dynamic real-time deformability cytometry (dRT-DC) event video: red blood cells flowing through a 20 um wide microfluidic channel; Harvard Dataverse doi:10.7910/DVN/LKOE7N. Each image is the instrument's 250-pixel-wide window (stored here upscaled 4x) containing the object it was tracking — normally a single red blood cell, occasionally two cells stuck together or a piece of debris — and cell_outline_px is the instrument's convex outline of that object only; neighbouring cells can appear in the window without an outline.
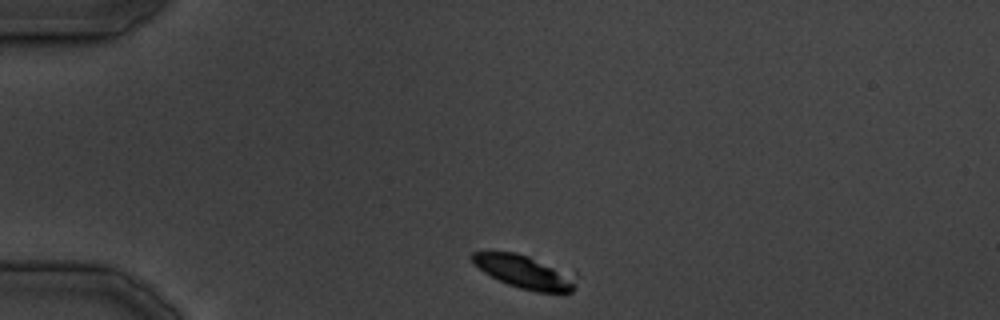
{"species": "common noctule bat (a hibernating species)", "species_latin": "Nyctalus noctula", "temperature_condition": "cold", "stored_images_in_passage": 30, "camera_frame_rate_fps": 3000, "um_per_image_px": 0.085, "animal": {"sex": "male", "body_mass_g": 19.5, "forearm_length_mm": 54.6}, "frame": {"image": 1, "passage_image": 1, "time_ms": 0.0, "image_size_px": [1000, 320], "cell_outline_px": [[580, 272], [576, 288], [572, 292], [564, 296], [536, 292], [520, 288], [508, 284], [484, 272], [472, 260], [472, 252], [516, 252]], "centroid_in_image_um": [44.86, 23.15], "position_along_channel_um": 40.1, "area_um2": 21.27}}
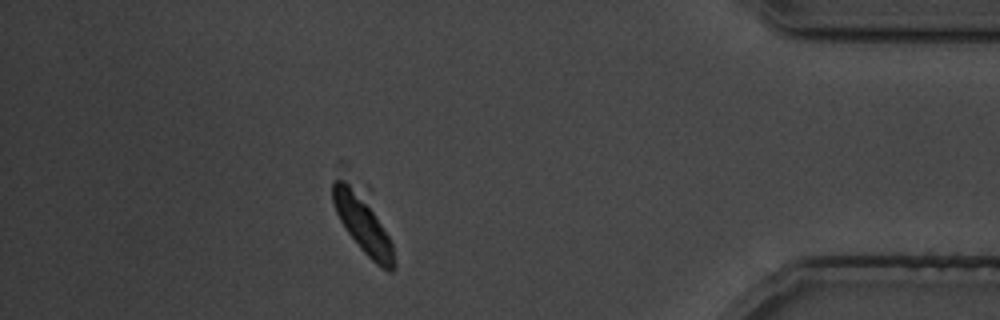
{"frame": {"image": 2, "passage_image": 26, "time_ms": 31.0, "image_size_px": [1000, 320], "cell_outline_px": [[396, 264], [392, 272], [388, 272], [376, 264], [360, 248], [348, 232], [340, 220], [336, 212], [332, 200], [332, 180], [344, 180], [368, 184], [372, 188], [392, 244]], "centroid_in_image_um": [30.93, 18.78], "position_along_channel_um": 404.3, "area_um2": 23.41}}